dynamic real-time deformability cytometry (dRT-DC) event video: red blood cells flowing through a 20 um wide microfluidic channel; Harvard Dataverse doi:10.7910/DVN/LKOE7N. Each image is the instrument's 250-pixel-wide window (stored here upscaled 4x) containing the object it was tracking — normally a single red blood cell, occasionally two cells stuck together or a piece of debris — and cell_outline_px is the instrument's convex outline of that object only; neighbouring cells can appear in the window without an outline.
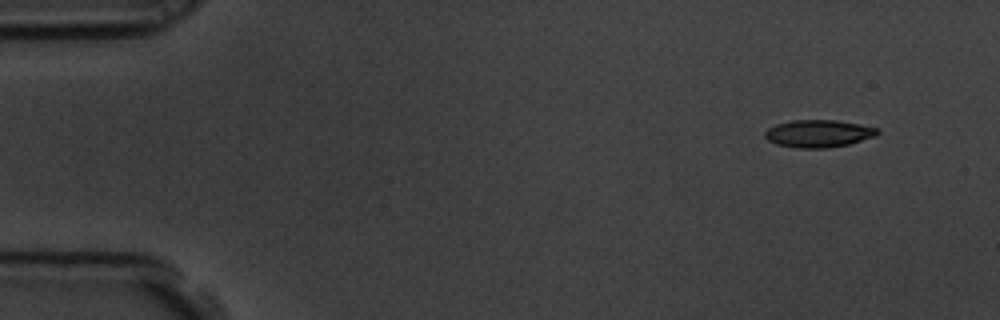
{"species": "common noctule bat (a hibernating species)", "species_latin": "Nyctalus noctula", "temperature_condition": "room temperature", "stored_images_in_passage": 10, "camera_frame_rate_fps": 3000, "um_per_image_px": 0.085, "animal": {"sex": "male", "body_mass_g": 19.5, "forearm_length_mm": 54.6}, "frame": {"image": 1, "passage_image": 1, "time_ms": 0.0, "image_size_px": [1000, 320], "cell_outline_px": [[880, 132], [876, 136], [848, 144], [828, 148], [796, 148], [776, 144], [768, 140], [764, 136], [764, 132], [768, 128], [776, 124], [792, 120], [836, 120], [860, 124], [876, 128]], "centroid_in_image_um": [69.55, 11.35], "position_along_channel_um": 15.4, "area_um2": 18.03}}
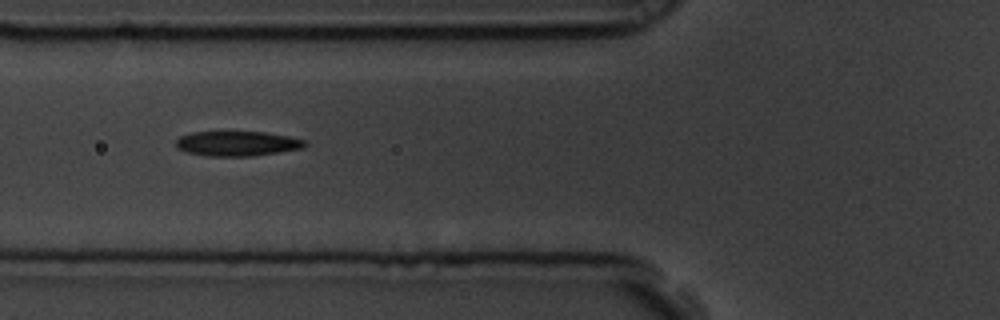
{"frame": {"image": 2, "passage_image": 6, "time_ms": 1.667, "image_size_px": [1000, 320], "cell_outline_px": [[308, 144], [304, 148], [252, 156], [204, 156], [188, 152], [176, 148], [176, 140], [180, 136], [192, 132], [264, 132], [288, 136], [304, 140]], "centroid_in_image_um": [20.15, 12.2], "position_along_channel_um": 105.6, "area_um2": 18.67}}
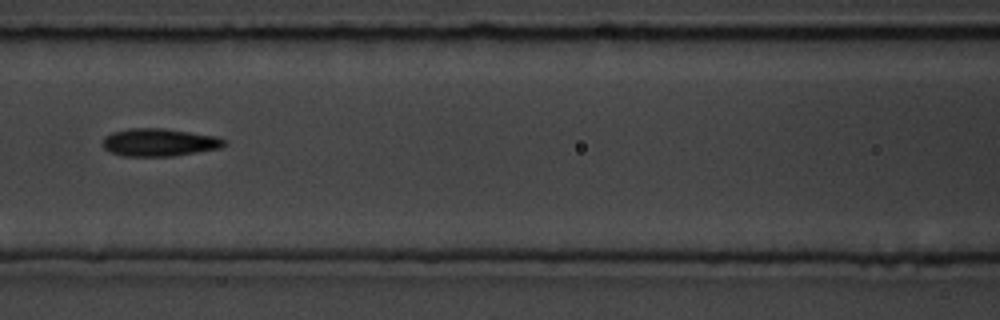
{"frame": {"image": 3, "passage_image": 7, "time_ms": 2.0, "image_size_px": [1000, 320], "cell_outline_px": [[228, 144], [220, 148], [172, 156], [120, 156], [104, 148], [104, 136], [112, 132], [128, 128], [164, 128], [220, 136]], "centroid_in_image_um": [13.57, 12.09], "position_along_channel_um": 153.0, "area_um2": 19.77}}